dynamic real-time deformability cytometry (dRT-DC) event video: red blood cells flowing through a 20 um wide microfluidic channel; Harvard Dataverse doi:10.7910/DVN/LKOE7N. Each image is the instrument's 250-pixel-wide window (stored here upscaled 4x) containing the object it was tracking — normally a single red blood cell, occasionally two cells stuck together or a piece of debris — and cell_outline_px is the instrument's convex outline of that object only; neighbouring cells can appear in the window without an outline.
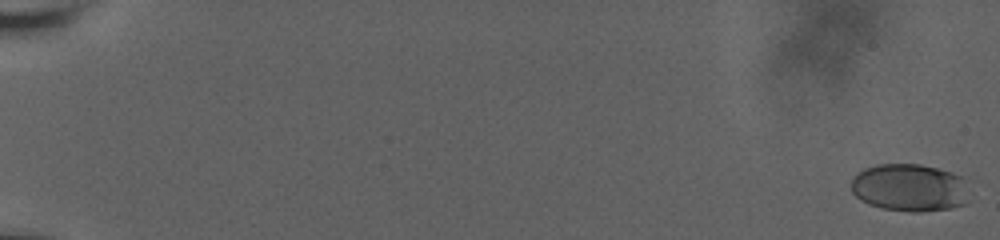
{"species": "human", "species_latin": "Homo sapiens", "temperature_condition": "room temperature", "stored_images_in_passage": 18, "camera_frame_rate_fps": 3000, "um_per_image_px": 0.085, "donor": {"sex": "male"}, "frame": {"image": 1, "passage_image": 2, "time_ms": 0.333, "image_size_px": [1000, 240], "cell_outline_px": [[964, 204], [952, 208], [916, 212], [912, 212], [884, 208], [868, 204], [860, 200], [852, 192], [852, 180], [864, 168], [876, 164], [920, 164], [952, 172], [960, 176]], "centroid_in_image_um": [77.21, 15.94], "position_along_channel_um": 7.8, "area_um2": 31.91}}
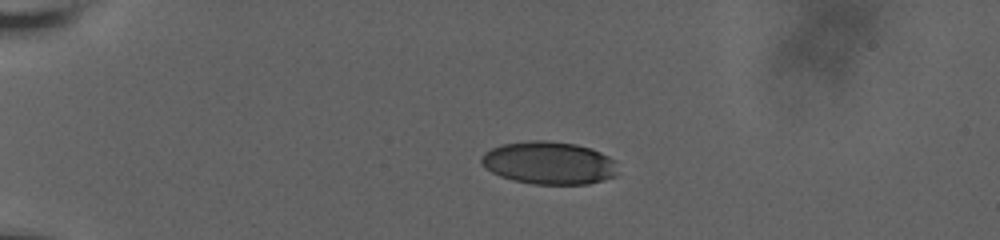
{"frame": {"image": 2, "passage_image": 11, "time_ms": 5.667, "image_size_px": [1000, 240], "cell_outline_px": [[616, 176], [604, 180], [588, 184], [532, 184], [512, 180], [500, 176], [484, 168], [480, 160], [480, 156], [484, 152], [500, 144], [532, 140], [544, 140], [576, 144], [592, 148], [616, 160]], "centroid_in_image_um": [46.65, 13.85], "position_along_channel_um": 38.4, "area_um2": 34.33}}
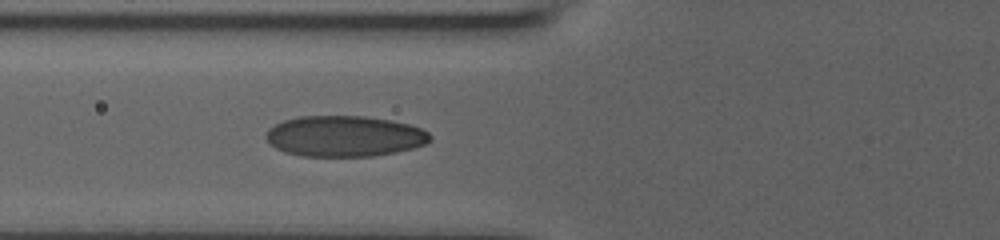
{"frame": {"image": 3, "passage_image": 18, "time_ms": 9.0, "image_size_px": [1000, 240], "cell_outline_px": [[432, 136], [424, 144], [412, 148], [396, 152], [372, 156], [300, 156], [284, 152], [276, 148], [264, 136], [276, 124], [284, 120], [300, 116], [364, 116], [388, 120], [408, 124], [420, 128], [428, 132]], "centroid_in_image_um": [29.27, 11.58], "position_along_channel_um": 96.5, "area_um2": 38.73}}